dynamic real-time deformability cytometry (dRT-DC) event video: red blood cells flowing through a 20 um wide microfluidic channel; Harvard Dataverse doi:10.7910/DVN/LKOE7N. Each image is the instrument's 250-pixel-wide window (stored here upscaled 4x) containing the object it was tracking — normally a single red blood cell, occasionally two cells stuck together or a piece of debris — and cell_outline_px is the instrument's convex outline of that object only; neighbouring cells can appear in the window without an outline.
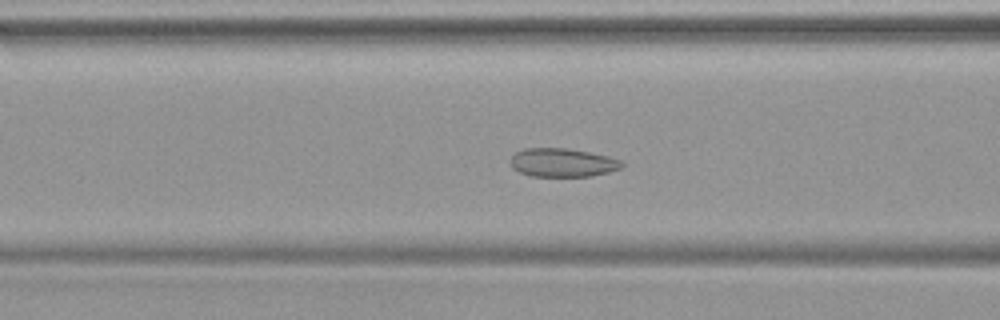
{"species": "common noctule bat (a hibernating species)", "species_latin": "Nyctalus noctula", "temperature_condition": "warm", "stored_images_in_passage": 50, "segment_of_instrument_passage": [1, 2], "camera_frame_rate_fps": 3000, "um_per_image_px": 0.085, "animal": {"sex": "female", "body_mass_g": 19.9}, "frame": {"image": 1, "passage_image": 20, "time_ms": 6.333, "image_size_px": [1000, 320], "cell_outline_px": [[624, 164], [620, 168], [608, 172], [592, 176], [532, 176], [520, 172], [512, 168], [508, 160], [516, 152], [524, 148], [568, 148], [608, 156], [624, 160]], "centroid_in_image_um": [47.81, 13.81], "position_along_channel_um": 118.8, "area_um2": 18.67}}
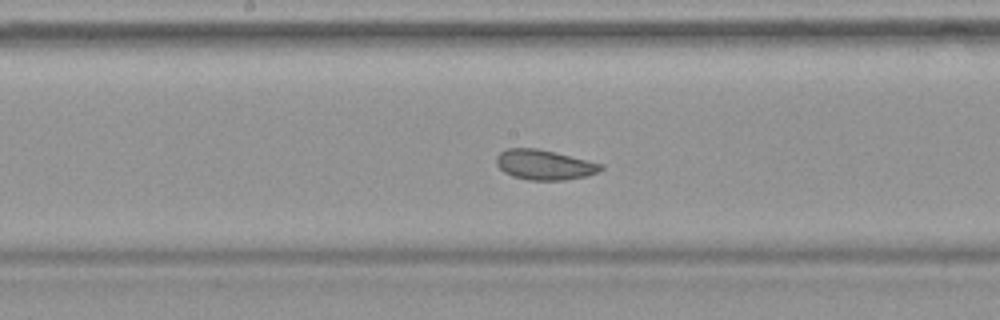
{"frame": {"image": 2, "passage_image": 26, "time_ms": 8.333, "image_size_px": [1000, 320], "cell_outline_px": [[604, 168], [588, 176], [564, 180], [528, 180], [512, 176], [504, 172], [496, 164], [496, 156], [500, 152], [508, 148], [536, 148], [604, 164]], "centroid_in_image_um": [46.26, 14.01], "position_along_channel_um": 201.9, "area_um2": 18.21}}
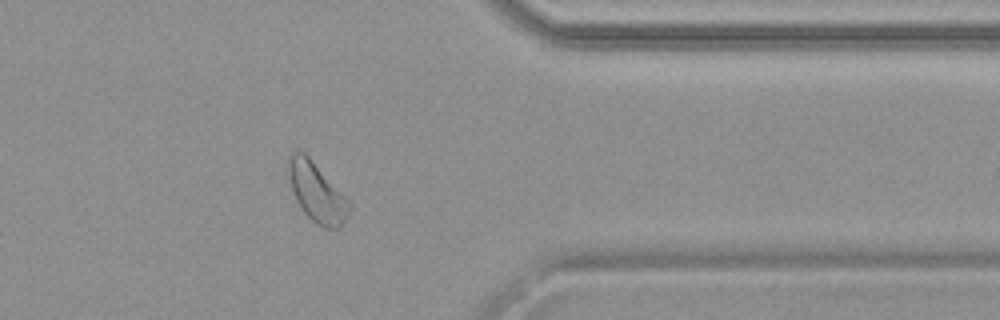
{"frame": {"image": 3, "passage_image": 40, "time_ms": 13.0, "image_size_px": [1000, 320], "cell_outline_px": [[352, 208], [348, 216], [340, 228], [324, 228], [316, 224], [300, 208], [296, 200], [292, 188], [288, 172], [288, 156], [296, 148], [304, 152], [308, 156], [352, 204]], "centroid_in_image_um": [26.93, 16.35], "position_along_channel_um": 384.5, "area_um2": 20.92}}